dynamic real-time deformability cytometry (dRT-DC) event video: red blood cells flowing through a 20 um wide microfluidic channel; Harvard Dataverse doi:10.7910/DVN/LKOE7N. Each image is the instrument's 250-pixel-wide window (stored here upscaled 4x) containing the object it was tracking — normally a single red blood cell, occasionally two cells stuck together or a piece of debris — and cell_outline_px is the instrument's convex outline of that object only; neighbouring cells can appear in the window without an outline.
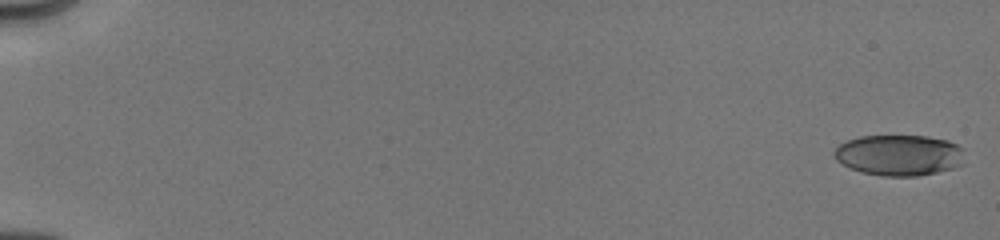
{"species": "human", "species_latin": "Homo sapiens", "temperature_condition": "cold", "stored_images_in_passage": 58, "camera_frame_rate_fps": 3000, "um_per_image_px": 0.085, "donor": {"sex": "male"}, "frame": {"image": 1, "passage_image": 1, "time_ms": 0.0, "image_size_px": [1000, 240], "cell_outline_px": [[964, 164], [952, 168], [920, 176], [880, 176], [860, 172], [848, 168], [836, 160], [832, 152], [840, 144], [848, 140], [860, 136], [928, 136], [948, 140], [964, 148]], "centroid_in_image_um": [76.43, 13.19], "position_along_channel_um": 8.6, "area_um2": 31.5}}
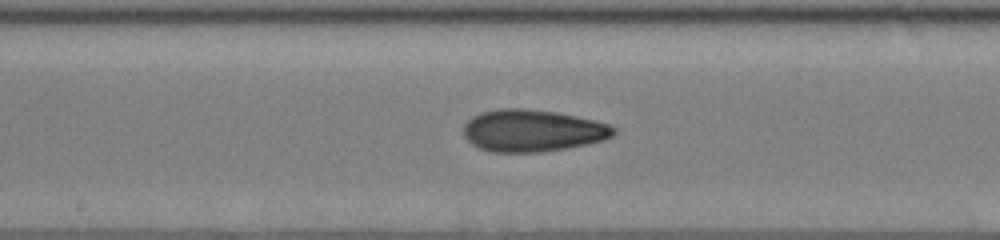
{"frame": {"image": 2, "passage_image": 31, "time_ms": 9.667, "image_size_px": [1000, 240], "cell_outline_px": [[616, 132], [612, 136], [604, 140], [588, 144], [568, 148], [540, 152], [492, 152], [480, 148], [472, 144], [464, 136], [464, 124], [472, 116], [480, 112], [500, 108], [524, 108], [556, 112], [576, 116], [608, 124], [616, 128]], "centroid_in_image_um": [45.25, 11.1], "position_along_channel_um": 202.9, "area_um2": 36.88}}
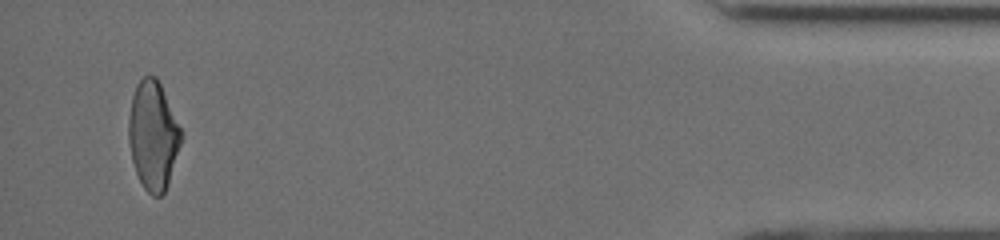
{"frame": {"image": 3, "passage_image": 55, "time_ms": 16.667, "image_size_px": [1000, 240], "cell_outline_px": [[184, 136], [168, 184], [164, 192], [160, 196], [152, 196], [144, 188], [136, 172], [132, 160], [128, 140], [128, 120], [132, 96], [136, 84], [144, 76], [156, 76], [184, 132]], "centroid_in_image_um": [13.03, 11.51], "position_along_channel_um": 422.2, "area_um2": 33.52}, "authors_computed_cell_mechanics": {"area_um2": 33.4373, "velocity_mm_per_s": 4.0426, "shape_relaxation_time_tau1_ms": 4.9178, "shape_relaxation_time_tau2_ms": 3.1001, "deformation_change_tau1": 0.1572, "deformation_change_tau2": 0.1053}}